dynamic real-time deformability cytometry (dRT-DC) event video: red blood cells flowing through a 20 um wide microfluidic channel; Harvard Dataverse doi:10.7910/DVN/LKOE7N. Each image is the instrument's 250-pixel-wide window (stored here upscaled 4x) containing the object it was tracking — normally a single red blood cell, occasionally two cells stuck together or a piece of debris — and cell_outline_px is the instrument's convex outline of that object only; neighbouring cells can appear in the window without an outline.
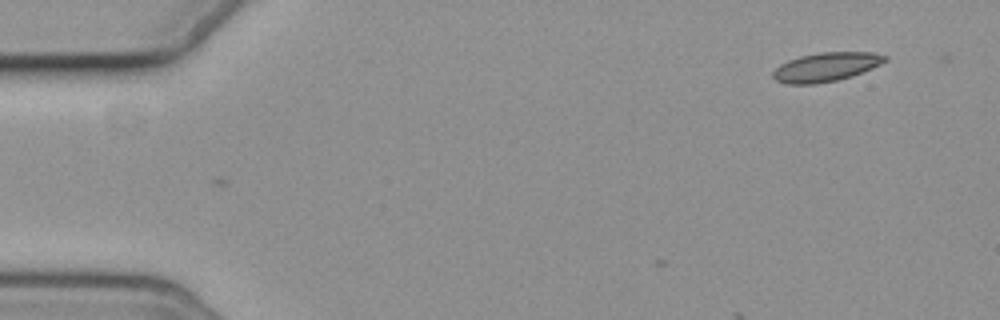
{"species": "common noctule bat (a hibernating species)", "species_latin": "Nyctalus noctula", "temperature_condition": "cold", "stored_images_in_passage": 7, "camera_frame_rate_fps": 3000, "um_per_image_px": 0.085, "animal": {"sex": "female", "body_mass_g": 19.3, "forearm_length_mm": 54.1}, "frame": {"image": 1, "passage_image": 1, "time_ms": 0.0, "image_size_px": [1000, 320], "cell_outline_px": [[888, 60], [872, 68], [852, 76], [836, 80], [816, 84], [788, 84], [776, 80], [772, 76], [772, 72], [780, 64], [788, 60], [800, 56], [820, 52], [872, 52], [888, 56]], "centroid_in_image_um": [70.21, 5.69], "position_along_channel_um": 14.8, "area_um2": 18.9}}
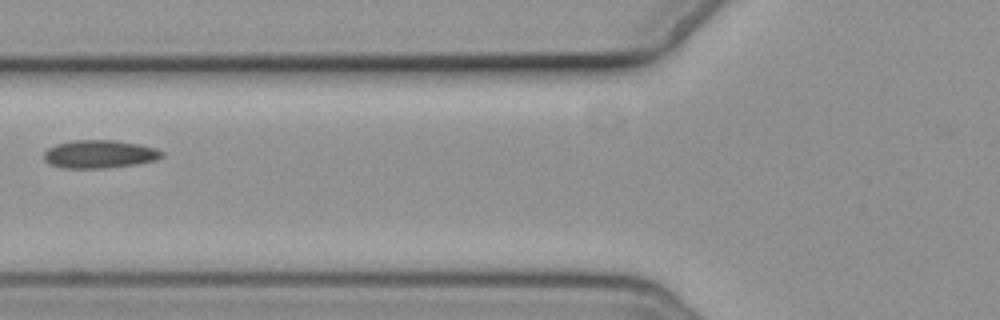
{"frame": {"image": 2, "passage_image": 6, "time_ms": 6.0, "image_size_px": [1000, 320], "cell_outline_px": [[164, 156], [156, 160], [136, 164], [104, 168], [60, 168], [48, 164], [44, 160], [44, 152], [48, 148], [56, 144], [72, 140], [116, 140], [140, 144], [156, 148], [164, 152]], "centroid_in_image_um": [8.45, 13.1], "position_along_channel_um": 117.3, "area_um2": 19.54}}
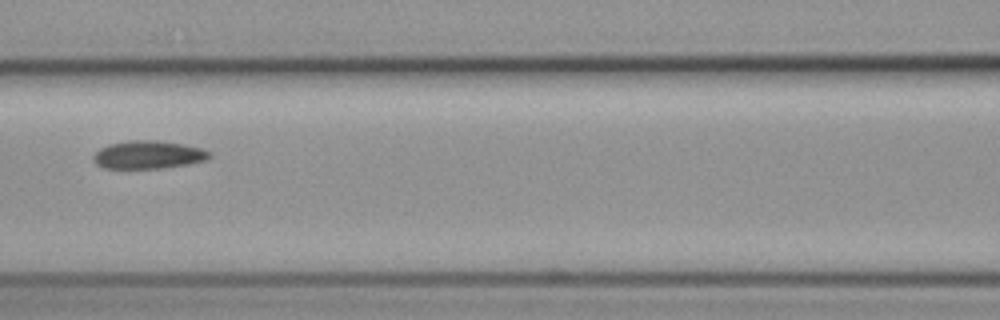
{"frame": {"image": 3, "passage_image": 7, "time_ms": 7.0, "image_size_px": [1000, 320], "cell_outline_px": [[212, 156], [208, 160], [188, 164], [160, 168], [104, 168], [96, 164], [92, 160], [92, 156], [100, 148], [108, 144], [128, 140], [156, 140], [184, 144], [200, 148], [212, 152]], "centroid_in_image_um": [12.61, 13.15], "position_along_channel_um": 154.0, "area_um2": 19.13}}